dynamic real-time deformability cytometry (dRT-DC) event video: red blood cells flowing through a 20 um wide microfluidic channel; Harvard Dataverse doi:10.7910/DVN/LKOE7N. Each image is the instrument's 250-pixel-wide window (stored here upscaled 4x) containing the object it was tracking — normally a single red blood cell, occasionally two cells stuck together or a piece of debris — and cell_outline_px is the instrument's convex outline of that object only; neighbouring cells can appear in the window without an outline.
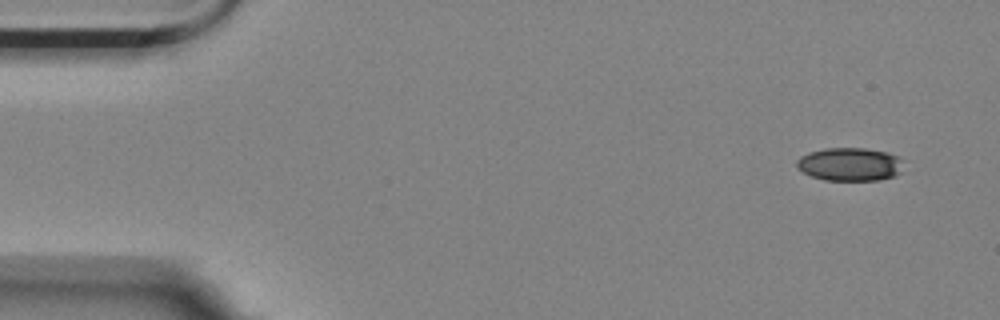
{"species": "Egyptian fruit bat (a non-hibernating species)", "species_latin": "Rousettus aegyptiacus", "temperature_condition": "room temperature", "stored_images_in_passage": 3, "camera_frame_rate_fps": 3000, "um_per_image_px": 0.085, "animal": {"sex": "female"}, "frame": {"image": 1, "passage_image": 1, "time_ms": 0.0, "image_size_px": [1000, 320], "cell_outline_px": [[900, 172], [896, 176], [880, 180], [824, 180], [812, 176], [796, 168], [796, 160], [800, 156], [808, 152], [824, 148], [864, 148], [888, 152], [900, 156]], "centroid_in_image_um": [72.21, 13.96], "position_along_channel_um": 12.8, "area_um2": 20.81}}